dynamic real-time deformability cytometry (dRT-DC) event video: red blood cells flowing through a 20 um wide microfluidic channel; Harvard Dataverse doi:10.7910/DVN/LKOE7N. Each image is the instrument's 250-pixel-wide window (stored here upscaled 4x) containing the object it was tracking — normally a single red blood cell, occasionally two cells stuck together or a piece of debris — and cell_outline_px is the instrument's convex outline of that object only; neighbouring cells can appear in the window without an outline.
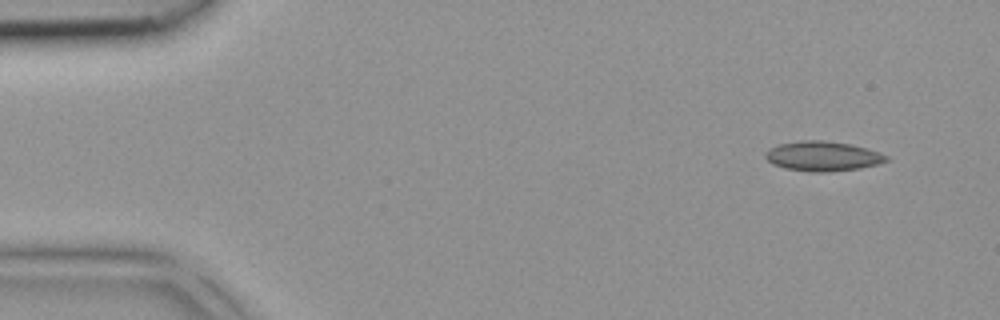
{"species": "common noctule bat (a hibernating species)", "species_latin": "Nyctalus noctula", "temperature_condition": "room temperature", "stored_images_in_passage": 3, "camera_frame_rate_fps": 3000, "um_per_image_px": 0.085, "animal": {"sex": "female", "body_mass_g": 18.4}, "frame": {"image": 1, "passage_image": 1, "time_ms": 0.0, "image_size_px": [1000, 320], "cell_outline_px": [[888, 160], [876, 164], [860, 168], [828, 172], [812, 172], [784, 168], [772, 164], [764, 156], [764, 152], [768, 148], [776, 144], [804, 140], [824, 140], [852, 144], [880, 152], [888, 156]], "centroid_in_image_um": [69.89, 13.26], "position_along_channel_um": 15.1, "area_um2": 21.15}}
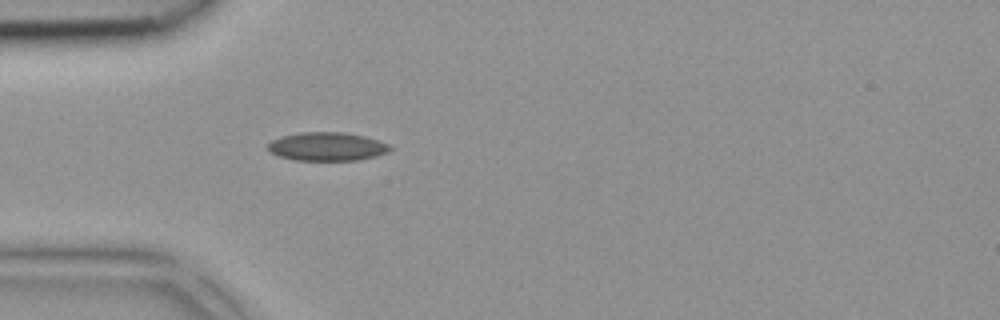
{"frame": {"image": 2, "passage_image": 3, "time_ms": 0.667, "image_size_px": [1000, 320], "cell_outline_px": [[392, 148], [388, 152], [376, 156], [356, 160], [296, 160], [280, 156], [264, 148], [272, 140], [284, 136], [300, 132], [344, 132], [364, 136], [380, 140], [392, 144]], "centroid_in_image_um": [27.84, 12.45], "position_along_channel_um": 57.2, "area_um2": 20.35}}